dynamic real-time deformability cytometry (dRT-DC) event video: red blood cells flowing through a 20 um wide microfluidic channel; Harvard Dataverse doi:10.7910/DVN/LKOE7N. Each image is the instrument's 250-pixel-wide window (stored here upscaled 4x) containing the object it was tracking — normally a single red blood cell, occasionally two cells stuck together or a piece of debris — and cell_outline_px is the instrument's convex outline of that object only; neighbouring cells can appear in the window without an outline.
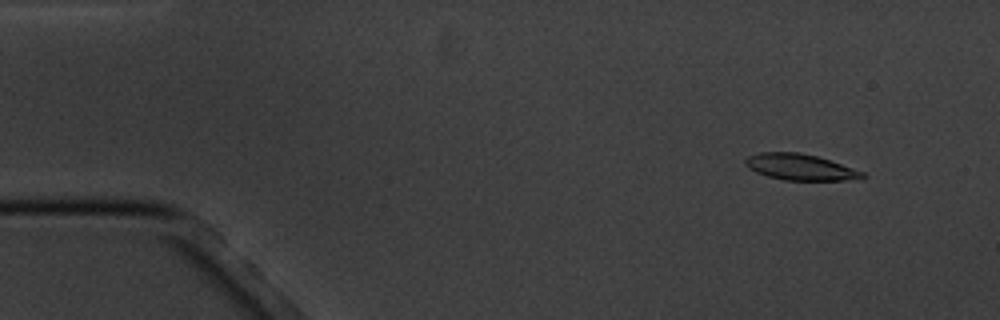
{"species": "common noctule bat (a hibernating species)", "species_latin": "Nyctalus noctula", "temperature_condition": "cold", "stored_images_in_passage": 6, "camera_frame_rate_fps": 3000, "um_per_image_px": 0.085, "animal": {"sex": "male", "body_mass_g": 20.1, "forearm_length_mm": 53.5}, "frame": {"image": 1, "passage_image": 1, "time_ms": 0.0, "image_size_px": [1000, 320], "cell_outline_px": [[868, 176], [844, 180], [784, 180], [768, 176], [756, 172], [748, 168], [744, 164], [744, 160], [748, 156], [760, 152], [800, 152], [816, 156], [864, 172]], "centroid_in_image_um": [67.95, 14.19], "position_along_channel_um": 17.0, "area_um2": 17.63}}
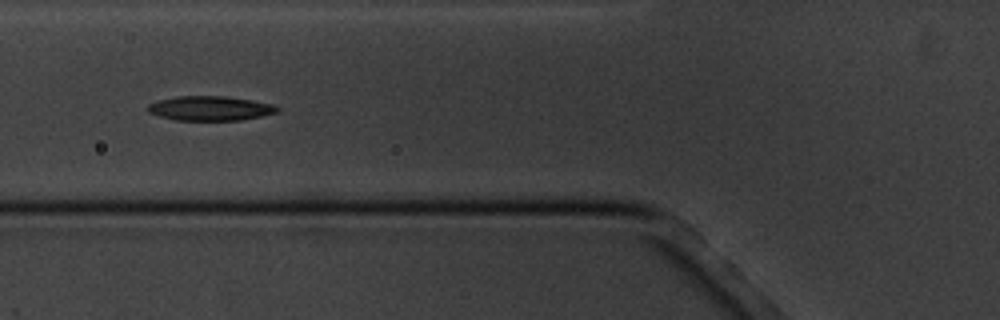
{"frame": {"image": 2, "passage_image": 5, "time_ms": 5.333, "image_size_px": [1000, 320], "cell_outline_px": [[280, 112], [240, 120], [176, 120], [160, 116], [148, 112], [148, 104], [160, 100], [176, 96], [224, 96], [252, 100], [272, 104], [280, 108]], "centroid_in_image_um": [17.89, 9.2], "position_along_channel_um": 107.9, "area_um2": 18.38}}
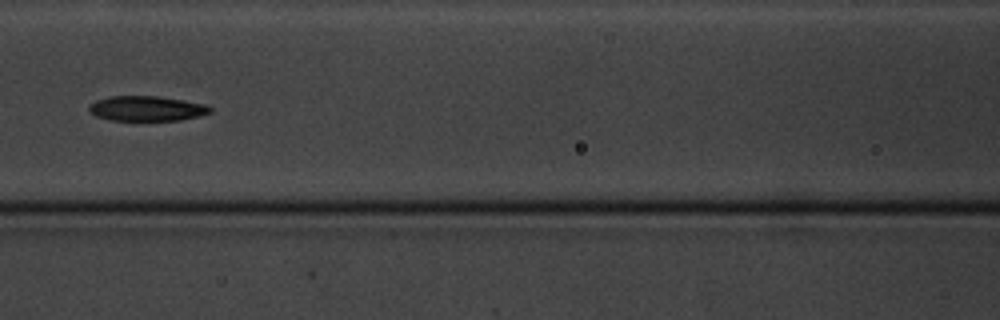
{"frame": {"image": 3, "passage_image": 6, "time_ms": 6.667, "image_size_px": [1000, 320], "cell_outline_px": [[212, 112], [200, 116], [180, 120], [112, 120], [96, 116], [88, 112], [88, 108], [96, 100], [108, 96], [160, 96], [184, 100], [204, 104], [212, 108]], "centroid_in_image_um": [12.48, 9.22], "position_along_channel_um": 154.1, "area_um2": 17.69}}